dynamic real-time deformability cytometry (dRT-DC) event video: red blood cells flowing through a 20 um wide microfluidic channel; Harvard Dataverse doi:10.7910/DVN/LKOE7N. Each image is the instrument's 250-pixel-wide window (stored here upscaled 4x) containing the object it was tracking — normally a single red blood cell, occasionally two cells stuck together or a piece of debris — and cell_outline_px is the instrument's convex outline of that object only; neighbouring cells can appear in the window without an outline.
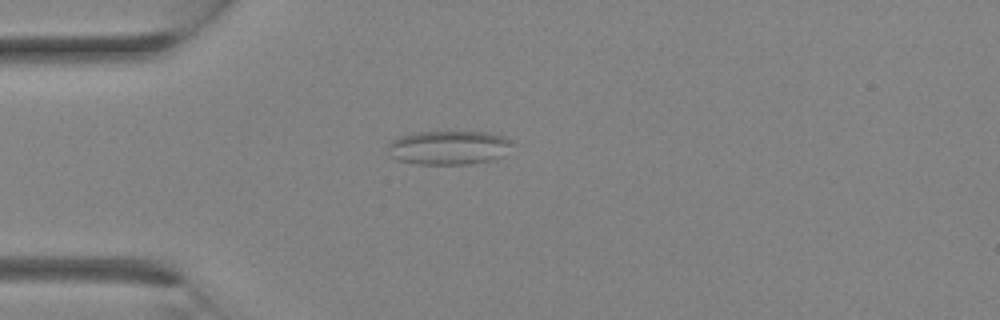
{"species": "Egyptian fruit bat (a non-hibernating species)", "species_latin": "Rousettus aegyptiacus", "temperature_condition": "room temperature", "stored_images_in_passage": 2, "camera_frame_rate_fps": 3000, "um_per_image_px": 0.085, "animal": {"sex": "female"}, "frame": {"image": 1, "passage_image": 2, "time_ms": 1.333, "image_size_px": [1000, 320], "cell_outline_px": [[512, 144], [504, 156], [492, 160], [472, 164], [416, 164], [396, 160], [392, 156], [388, 148], [388, 144], [392, 140], [400, 136], [416, 132], [484, 132], [504, 136], [512, 140]], "centroid_in_image_um": [38.16, 12.55], "position_along_channel_um": 46.8, "area_um2": 24.74}}